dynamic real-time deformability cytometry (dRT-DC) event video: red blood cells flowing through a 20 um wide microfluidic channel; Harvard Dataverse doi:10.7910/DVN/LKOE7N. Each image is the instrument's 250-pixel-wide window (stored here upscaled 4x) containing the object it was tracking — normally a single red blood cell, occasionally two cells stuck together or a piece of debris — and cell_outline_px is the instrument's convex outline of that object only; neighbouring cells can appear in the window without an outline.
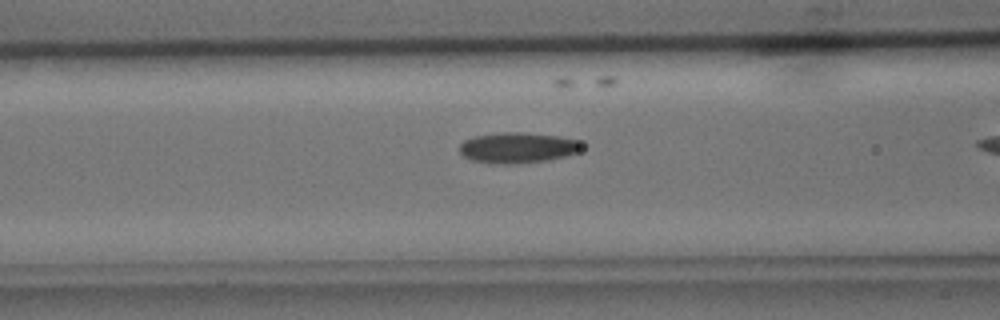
{"species": "common noctule bat (a hibernating species)", "species_latin": "Nyctalus noctula", "temperature_condition": "cold", "stored_images_in_passage": 27, "camera_frame_rate_fps": 3000, "um_per_image_px": 0.085, "animal": {"sex": "male", "body_mass_g": 15.6}, "frame": {"image": 1, "passage_image": 8, "time_ms": 2.333, "image_size_px": [1000, 320], "cell_outline_px": [[584, 148], [580, 152], [568, 156], [548, 160], [512, 164], [496, 164], [472, 160], [464, 156], [460, 152], [460, 144], [464, 140], [472, 136], [504, 132], [524, 132], [556, 136], [576, 140], [584, 144]], "centroid_in_image_um": [44.03, 12.56], "position_along_channel_um": 122.6, "area_um2": 22.02}}